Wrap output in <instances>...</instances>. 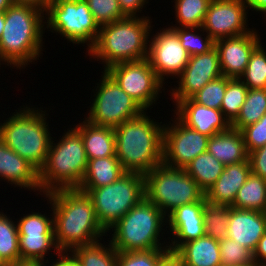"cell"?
I'll list each match as a JSON object with an SVG mask.
<instances>
[{
  "label": "cell",
  "mask_w": 266,
  "mask_h": 266,
  "mask_svg": "<svg viewBox=\"0 0 266 266\" xmlns=\"http://www.w3.org/2000/svg\"><path fill=\"white\" fill-rule=\"evenodd\" d=\"M42 197L52 206L55 243L62 254H68L78 246L104 241L108 236L87 193L77 188L59 189Z\"/></svg>",
  "instance_id": "obj_1"
},
{
  "label": "cell",
  "mask_w": 266,
  "mask_h": 266,
  "mask_svg": "<svg viewBox=\"0 0 266 266\" xmlns=\"http://www.w3.org/2000/svg\"><path fill=\"white\" fill-rule=\"evenodd\" d=\"M44 12L30 5L13 4L5 11L0 36V61L12 69H25L43 56ZM33 62V63H32Z\"/></svg>",
  "instance_id": "obj_2"
},
{
  "label": "cell",
  "mask_w": 266,
  "mask_h": 266,
  "mask_svg": "<svg viewBox=\"0 0 266 266\" xmlns=\"http://www.w3.org/2000/svg\"><path fill=\"white\" fill-rule=\"evenodd\" d=\"M150 117L144 111L114 128L116 157L125 172L146 175L163 163L165 123Z\"/></svg>",
  "instance_id": "obj_3"
},
{
  "label": "cell",
  "mask_w": 266,
  "mask_h": 266,
  "mask_svg": "<svg viewBox=\"0 0 266 266\" xmlns=\"http://www.w3.org/2000/svg\"><path fill=\"white\" fill-rule=\"evenodd\" d=\"M143 17H126L122 20L100 26L94 46L87 52L89 59L103 64V71L108 67L148 57V44L152 19Z\"/></svg>",
  "instance_id": "obj_4"
},
{
  "label": "cell",
  "mask_w": 266,
  "mask_h": 266,
  "mask_svg": "<svg viewBox=\"0 0 266 266\" xmlns=\"http://www.w3.org/2000/svg\"><path fill=\"white\" fill-rule=\"evenodd\" d=\"M22 107L0 122V139L39 171L46 161L52 140L47 119L49 113L32 104H23Z\"/></svg>",
  "instance_id": "obj_5"
},
{
  "label": "cell",
  "mask_w": 266,
  "mask_h": 266,
  "mask_svg": "<svg viewBox=\"0 0 266 266\" xmlns=\"http://www.w3.org/2000/svg\"><path fill=\"white\" fill-rule=\"evenodd\" d=\"M165 225L167 219L164 213L144 197L107 230L108 233L113 232L107 241L117 252L168 249L169 242L164 238Z\"/></svg>",
  "instance_id": "obj_6"
},
{
  "label": "cell",
  "mask_w": 266,
  "mask_h": 266,
  "mask_svg": "<svg viewBox=\"0 0 266 266\" xmlns=\"http://www.w3.org/2000/svg\"><path fill=\"white\" fill-rule=\"evenodd\" d=\"M64 131L59 140L52 138L46 161L39 170L43 195L78 188L87 169L88 158L81 135L74 128Z\"/></svg>",
  "instance_id": "obj_7"
},
{
  "label": "cell",
  "mask_w": 266,
  "mask_h": 266,
  "mask_svg": "<svg viewBox=\"0 0 266 266\" xmlns=\"http://www.w3.org/2000/svg\"><path fill=\"white\" fill-rule=\"evenodd\" d=\"M145 198L167 217L178 207L201 201L205 192L185 169L156 166L144 175Z\"/></svg>",
  "instance_id": "obj_8"
},
{
  "label": "cell",
  "mask_w": 266,
  "mask_h": 266,
  "mask_svg": "<svg viewBox=\"0 0 266 266\" xmlns=\"http://www.w3.org/2000/svg\"><path fill=\"white\" fill-rule=\"evenodd\" d=\"M45 30L67 42L86 46V53L94 46L100 26L94 20L85 0H52L44 12Z\"/></svg>",
  "instance_id": "obj_9"
},
{
  "label": "cell",
  "mask_w": 266,
  "mask_h": 266,
  "mask_svg": "<svg viewBox=\"0 0 266 266\" xmlns=\"http://www.w3.org/2000/svg\"><path fill=\"white\" fill-rule=\"evenodd\" d=\"M79 190L91 197L97 219L107 231L145 197L144 175L125 172L109 185Z\"/></svg>",
  "instance_id": "obj_10"
},
{
  "label": "cell",
  "mask_w": 266,
  "mask_h": 266,
  "mask_svg": "<svg viewBox=\"0 0 266 266\" xmlns=\"http://www.w3.org/2000/svg\"><path fill=\"white\" fill-rule=\"evenodd\" d=\"M96 85L92 89L91 107L84 117L92 125L116 128L145 111L105 71Z\"/></svg>",
  "instance_id": "obj_11"
},
{
  "label": "cell",
  "mask_w": 266,
  "mask_h": 266,
  "mask_svg": "<svg viewBox=\"0 0 266 266\" xmlns=\"http://www.w3.org/2000/svg\"><path fill=\"white\" fill-rule=\"evenodd\" d=\"M104 71L145 111L156 107L154 104L160 94L165 93L166 85L157 77L147 58L117 63Z\"/></svg>",
  "instance_id": "obj_12"
},
{
  "label": "cell",
  "mask_w": 266,
  "mask_h": 266,
  "mask_svg": "<svg viewBox=\"0 0 266 266\" xmlns=\"http://www.w3.org/2000/svg\"><path fill=\"white\" fill-rule=\"evenodd\" d=\"M167 123L163 129V164L184 169L207 151L209 137L187 127L176 116Z\"/></svg>",
  "instance_id": "obj_13"
},
{
  "label": "cell",
  "mask_w": 266,
  "mask_h": 266,
  "mask_svg": "<svg viewBox=\"0 0 266 266\" xmlns=\"http://www.w3.org/2000/svg\"><path fill=\"white\" fill-rule=\"evenodd\" d=\"M165 27L159 28L160 31L155 33L151 28L147 57L150 66L164 84L166 78L175 80L182 73L190 57L177 34L167 25Z\"/></svg>",
  "instance_id": "obj_14"
},
{
  "label": "cell",
  "mask_w": 266,
  "mask_h": 266,
  "mask_svg": "<svg viewBox=\"0 0 266 266\" xmlns=\"http://www.w3.org/2000/svg\"><path fill=\"white\" fill-rule=\"evenodd\" d=\"M249 11L245 0H211L202 28L214 41L246 34Z\"/></svg>",
  "instance_id": "obj_15"
},
{
  "label": "cell",
  "mask_w": 266,
  "mask_h": 266,
  "mask_svg": "<svg viewBox=\"0 0 266 266\" xmlns=\"http://www.w3.org/2000/svg\"><path fill=\"white\" fill-rule=\"evenodd\" d=\"M220 76L222 72L215 46L206 53L190 56L184 70L177 77L178 87H171L169 90L173 105L178 101L191 98L207 83Z\"/></svg>",
  "instance_id": "obj_16"
},
{
  "label": "cell",
  "mask_w": 266,
  "mask_h": 266,
  "mask_svg": "<svg viewBox=\"0 0 266 266\" xmlns=\"http://www.w3.org/2000/svg\"><path fill=\"white\" fill-rule=\"evenodd\" d=\"M206 202L204 197L201 201L182 205L166 217L169 230L166 234H171L170 237L167 235L170 252L174 253L182 244L205 235L203 208Z\"/></svg>",
  "instance_id": "obj_17"
},
{
  "label": "cell",
  "mask_w": 266,
  "mask_h": 266,
  "mask_svg": "<svg viewBox=\"0 0 266 266\" xmlns=\"http://www.w3.org/2000/svg\"><path fill=\"white\" fill-rule=\"evenodd\" d=\"M260 38L258 31L252 28L246 34L216 40L214 46L218 51L222 75L240 78L245 72L252 51L261 42Z\"/></svg>",
  "instance_id": "obj_18"
},
{
  "label": "cell",
  "mask_w": 266,
  "mask_h": 266,
  "mask_svg": "<svg viewBox=\"0 0 266 266\" xmlns=\"http://www.w3.org/2000/svg\"><path fill=\"white\" fill-rule=\"evenodd\" d=\"M172 111L173 117L176 116L187 127L208 137L231 127L221 110L198 104L192 98L178 101Z\"/></svg>",
  "instance_id": "obj_19"
},
{
  "label": "cell",
  "mask_w": 266,
  "mask_h": 266,
  "mask_svg": "<svg viewBox=\"0 0 266 266\" xmlns=\"http://www.w3.org/2000/svg\"><path fill=\"white\" fill-rule=\"evenodd\" d=\"M265 231V212L230 206L227 238L239 242L253 253Z\"/></svg>",
  "instance_id": "obj_20"
},
{
  "label": "cell",
  "mask_w": 266,
  "mask_h": 266,
  "mask_svg": "<svg viewBox=\"0 0 266 266\" xmlns=\"http://www.w3.org/2000/svg\"><path fill=\"white\" fill-rule=\"evenodd\" d=\"M0 180L18 189L41 193L39 171L24 158L8 148L0 139ZM39 192V193H37Z\"/></svg>",
  "instance_id": "obj_21"
},
{
  "label": "cell",
  "mask_w": 266,
  "mask_h": 266,
  "mask_svg": "<svg viewBox=\"0 0 266 266\" xmlns=\"http://www.w3.org/2000/svg\"><path fill=\"white\" fill-rule=\"evenodd\" d=\"M251 174L249 161L225 165L217 181L207 190V202L214 205L232 206L238 190Z\"/></svg>",
  "instance_id": "obj_22"
},
{
  "label": "cell",
  "mask_w": 266,
  "mask_h": 266,
  "mask_svg": "<svg viewBox=\"0 0 266 266\" xmlns=\"http://www.w3.org/2000/svg\"><path fill=\"white\" fill-rule=\"evenodd\" d=\"M174 254L181 266H221L219 241L207 235L182 244Z\"/></svg>",
  "instance_id": "obj_23"
},
{
  "label": "cell",
  "mask_w": 266,
  "mask_h": 266,
  "mask_svg": "<svg viewBox=\"0 0 266 266\" xmlns=\"http://www.w3.org/2000/svg\"><path fill=\"white\" fill-rule=\"evenodd\" d=\"M72 126L82 137L88 160L116 155L114 128L92 125L84 118Z\"/></svg>",
  "instance_id": "obj_24"
},
{
  "label": "cell",
  "mask_w": 266,
  "mask_h": 266,
  "mask_svg": "<svg viewBox=\"0 0 266 266\" xmlns=\"http://www.w3.org/2000/svg\"><path fill=\"white\" fill-rule=\"evenodd\" d=\"M207 151L224 165L248 161L243 134L232 127L209 137Z\"/></svg>",
  "instance_id": "obj_25"
},
{
  "label": "cell",
  "mask_w": 266,
  "mask_h": 266,
  "mask_svg": "<svg viewBox=\"0 0 266 266\" xmlns=\"http://www.w3.org/2000/svg\"><path fill=\"white\" fill-rule=\"evenodd\" d=\"M125 173L115 156L89 159L81 184L77 189H94L115 182Z\"/></svg>",
  "instance_id": "obj_26"
},
{
  "label": "cell",
  "mask_w": 266,
  "mask_h": 266,
  "mask_svg": "<svg viewBox=\"0 0 266 266\" xmlns=\"http://www.w3.org/2000/svg\"><path fill=\"white\" fill-rule=\"evenodd\" d=\"M19 250L21 260L46 263H52L48 259L55 258L53 256L59 257L62 254L55 243L54 234L19 235ZM53 250L56 255L54 253L49 255L50 253L52 254L51 251ZM48 255L51 257L47 258L46 256Z\"/></svg>",
  "instance_id": "obj_27"
},
{
  "label": "cell",
  "mask_w": 266,
  "mask_h": 266,
  "mask_svg": "<svg viewBox=\"0 0 266 266\" xmlns=\"http://www.w3.org/2000/svg\"><path fill=\"white\" fill-rule=\"evenodd\" d=\"M102 240L73 248L68 254L79 266H117V251ZM105 244V245H104Z\"/></svg>",
  "instance_id": "obj_28"
},
{
  "label": "cell",
  "mask_w": 266,
  "mask_h": 266,
  "mask_svg": "<svg viewBox=\"0 0 266 266\" xmlns=\"http://www.w3.org/2000/svg\"><path fill=\"white\" fill-rule=\"evenodd\" d=\"M224 164L208 151L201 153L184 169L206 193L222 174Z\"/></svg>",
  "instance_id": "obj_29"
},
{
  "label": "cell",
  "mask_w": 266,
  "mask_h": 266,
  "mask_svg": "<svg viewBox=\"0 0 266 266\" xmlns=\"http://www.w3.org/2000/svg\"><path fill=\"white\" fill-rule=\"evenodd\" d=\"M231 207L266 213V180L251 173L238 190Z\"/></svg>",
  "instance_id": "obj_30"
},
{
  "label": "cell",
  "mask_w": 266,
  "mask_h": 266,
  "mask_svg": "<svg viewBox=\"0 0 266 266\" xmlns=\"http://www.w3.org/2000/svg\"><path fill=\"white\" fill-rule=\"evenodd\" d=\"M266 114V89H249L239 115L231 127L241 131L244 127L256 123Z\"/></svg>",
  "instance_id": "obj_31"
},
{
  "label": "cell",
  "mask_w": 266,
  "mask_h": 266,
  "mask_svg": "<svg viewBox=\"0 0 266 266\" xmlns=\"http://www.w3.org/2000/svg\"><path fill=\"white\" fill-rule=\"evenodd\" d=\"M211 0H174L175 25L169 27H202Z\"/></svg>",
  "instance_id": "obj_32"
},
{
  "label": "cell",
  "mask_w": 266,
  "mask_h": 266,
  "mask_svg": "<svg viewBox=\"0 0 266 266\" xmlns=\"http://www.w3.org/2000/svg\"><path fill=\"white\" fill-rule=\"evenodd\" d=\"M2 211V212H1ZM0 211V256L7 264L21 260L16 221Z\"/></svg>",
  "instance_id": "obj_33"
},
{
  "label": "cell",
  "mask_w": 266,
  "mask_h": 266,
  "mask_svg": "<svg viewBox=\"0 0 266 266\" xmlns=\"http://www.w3.org/2000/svg\"><path fill=\"white\" fill-rule=\"evenodd\" d=\"M262 44L260 42L254 48L245 72L239 78L248 89H266V49Z\"/></svg>",
  "instance_id": "obj_34"
},
{
  "label": "cell",
  "mask_w": 266,
  "mask_h": 266,
  "mask_svg": "<svg viewBox=\"0 0 266 266\" xmlns=\"http://www.w3.org/2000/svg\"><path fill=\"white\" fill-rule=\"evenodd\" d=\"M230 206L214 205L206 202L203 208L205 235L215 240H222L227 236Z\"/></svg>",
  "instance_id": "obj_35"
},
{
  "label": "cell",
  "mask_w": 266,
  "mask_h": 266,
  "mask_svg": "<svg viewBox=\"0 0 266 266\" xmlns=\"http://www.w3.org/2000/svg\"><path fill=\"white\" fill-rule=\"evenodd\" d=\"M169 28H171L177 34L181 45L188 52L189 56L206 53L214 47L215 41L205 32L201 26Z\"/></svg>",
  "instance_id": "obj_36"
},
{
  "label": "cell",
  "mask_w": 266,
  "mask_h": 266,
  "mask_svg": "<svg viewBox=\"0 0 266 266\" xmlns=\"http://www.w3.org/2000/svg\"><path fill=\"white\" fill-rule=\"evenodd\" d=\"M248 90L247 86L239 78L227 77V87L222 100L221 111L230 124L239 115Z\"/></svg>",
  "instance_id": "obj_37"
},
{
  "label": "cell",
  "mask_w": 266,
  "mask_h": 266,
  "mask_svg": "<svg viewBox=\"0 0 266 266\" xmlns=\"http://www.w3.org/2000/svg\"><path fill=\"white\" fill-rule=\"evenodd\" d=\"M46 204L50 205V215L45 213L42 214L39 210L38 212H33V210H31L30 213L27 212L26 214H23V216L20 217L21 219H15L19 235L54 234V215L52 206L48 202Z\"/></svg>",
  "instance_id": "obj_38"
},
{
  "label": "cell",
  "mask_w": 266,
  "mask_h": 266,
  "mask_svg": "<svg viewBox=\"0 0 266 266\" xmlns=\"http://www.w3.org/2000/svg\"><path fill=\"white\" fill-rule=\"evenodd\" d=\"M221 266H255L253 253L230 238L219 241Z\"/></svg>",
  "instance_id": "obj_39"
},
{
  "label": "cell",
  "mask_w": 266,
  "mask_h": 266,
  "mask_svg": "<svg viewBox=\"0 0 266 266\" xmlns=\"http://www.w3.org/2000/svg\"><path fill=\"white\" fill-rule=\"evenodd\" d=\"M226 87L227 77L222 75L219 78L207 83L191 98L198 104L204 105L208 108L221 110V104L226 92Z\"/></svg>",
  "instance_id": "obj_40"
},
{
  "label": "cell",
  "mask_w": 266,
  "mask_h": 266,
  "mask_svg": "<svg viewBox=\"0 0 266 266\" xmlns=\"http://www.w3.org/2000/svg\"><path fill=\"white\" fill-rule=\"evenodd\" d=\"M169 252V249L117 252V266H156Z\"/></svg>",
  "instance_id": "obj_41"
},
{
  "label": "cell",
  "mask_w": 266,
  "mask_h": 266,
  "mask_svg": "<svg viewBox=\"0 0 266 266\" xmlns=\"http://www.w3.org/2000/svg\"><path fill=\"white\" fill-rule=\"evenodd\" d=\"M94 20L99 26L122 20L126 16L122 13L118 0H85Z\"/></svg>",
  "instance_id": "obj_42"
},
{
  "label": "cell",
  "mask_w": 266,
  "mask_h": 266,
  "mask_svg": "<svg viewBox=\"0 0 266 266\" xmlns=\"http://www.w3.org/2000/svg\"><path fill=\"white\" fill-rule=\"evenodd\" d=\"M247 153L266 145V114L241 130Z\"/></svg>",
  "instance_id": "obj_43"
},
{
  "label": "cell",
  "mask_w": 266,
  "mask_h": 266,
  "mask_svg": "<svg viewBox=\"0 0 266 266\" xmlns=\"http://www.w3.org/2000/svg\"><path fill=\"white\" fill-rule=\"evenodd\" d=\"M251 173L266 180V145L248 153Z\"/></svg>",
  "instance_id": "obj_44"
},
{
  "label": "cell",
  "mask_w": 266,
  "mask_h": 266,
  "mask_svg": "<svg viewBox=\"0 0 266 266\" xmlns=\"http://www.w3.org/2000/svg\"><path fill=\"white\" fill-rule=\"evenodd\" d=\"M120 9L126 17H143L138 13H143L149 0H118Z\"/></svg>",
  "instance_id": "obj_45"
},
{
  "label": "cell",
  "mask_w": 266,
  "mask_h": 266,
  "mask_svg": "<svg viewBox=\"0 0 266 266\" xmlns=\"http://www.w3.org/2000/svg\"><path fill=\"white\" fill-rule=\"evenodd\" d=\"M253 261L255 266H266V231L253 252Z\"/></svg>",
  "instance_id": "obj_46"
},
{
  "label": "cell",
  "mask_w": 266,
  "mask_h": 266,
  "mask_svg": "<svg viewBox=\"0 0 266 266\" xmlns=\"http://www.w3.org/2000/svg\"><path fill=\"white\" fill-rule=\"evenodd\" d=\"M14 4L30 5L45 12L52 0H13Z\"/></svg>",
  "instance_id": "obj_47"
},
{
  "label": "cell",
  "mask_w": 266,
  "mask_h": 266,
  "mask_svg": "<svg viewBox=\"0 0 266 266\" xmlns=\"http://www.w3.org/2000/svg\"><path fill=\"white\" fill-rule=\"evenodd\" d=\"M248 4V8L251 10V12L255 11L258 12V14H262L264 19L266 18V0H245Z\"/></svg>",
  "instance_id": "obj_48"
},
{
  "label": "cell",
  "mask_w": 266,
  "mask_h": 266,
  "mask_svg": "<svg viewBox=\"0 0 266 266\" xmlns=\"http://www.w3.org/2000/svg\"><path fill=\"white\" fill-rule=\"evenodd\" d=\"M51 260H53L52 266H79L69 254H61L56 259Z\"/></svg>",
  "instance_id": "obj_49"
},
{
  "label": "cell",
  "mask_w": 266,
  "mask_h": 266,
  "mask_svg": "<svg viewBox=\"0 0 266 266\" xmlns=\"http://www.w3.org/2000/svg\"><path fill=\"white\" fill-rule=\"evenodd\" d=\"M156 266H181L177 256L169 252Z\"/></svg>",
  "instance_id": "obj_50"
},
{
  "label": "cell",
  "mask_w": 266,
  "mask_h": 266,
  "mask_svg": "<svg viewBox=\"0 0 266 266\" xmlns=\"http://www.w3.org/2000/svg\"><path fill=\"white\" fill-rule=\"evenodd\" d=\"M8 266H52V263L39 262V261H29V260H20Z\"/></svg>",
  "instance_id": "obj_51"
},
{
  "label": "cell",
  "mask_w": 266,
  "mask_h": 266,
  "mask_svg": "<svg viewBox=\"0 0 266 266\" xmlns=\"http://www.w3.org/2000/svg\"><path fill=\"white\" fill-rule=\"evenodd\" d=\"M13 4V0H0V12H5Z\"/></svg>",
  "instance_id": "obj_52"
},
{
  "label": "cell",
  "mask_w": 266,
  "mask_h": 266,
  "mask_svg": "<svg viewBox=\"0 0 266 266\" xmlns=\"http://www.w3.org/2000/svg\"><path fill=\"white\" fill-rule=\"evenodd\" d=\"M5 12H0V36L5 31Z\"/></svg>",
  "instance_id": "obj_53"
},
{
  "label": "cell",
  "mask_w": 266,
  "mask_h": 266,
  "mask_svg": "<svg viewBox=\"0 0 266 266\" xmlns=\"http://www.w3.org/2000/svg\"><path fill=\"white\" fill-rule=\"evenodd\" d=\"M0 266H8V264L0 256Z\"/></svg>",
  "instance_id": "obj_54"
}]
</instances>
